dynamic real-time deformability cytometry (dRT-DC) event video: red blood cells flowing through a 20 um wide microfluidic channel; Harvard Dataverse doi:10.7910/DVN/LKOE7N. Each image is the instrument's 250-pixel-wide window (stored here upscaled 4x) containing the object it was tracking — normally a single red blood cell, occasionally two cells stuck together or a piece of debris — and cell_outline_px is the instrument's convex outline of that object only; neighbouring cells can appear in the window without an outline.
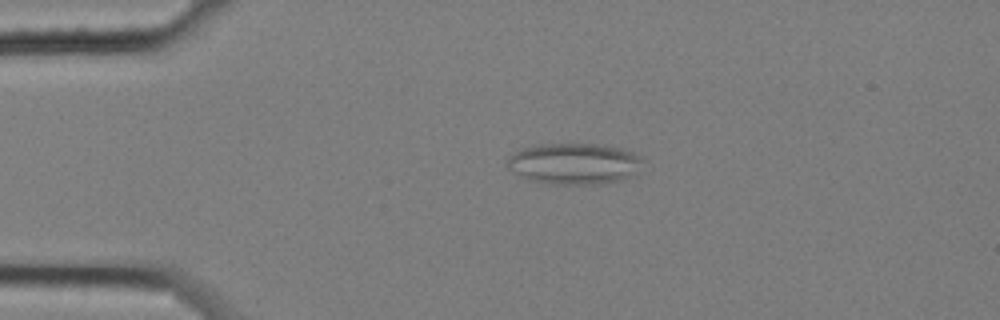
{"species": "common noctule bat (a hibernating species)", "species_latin": "Nyctalus noctula", "temperature_condition": "cold", "stored_images_in_passage": 6, "camera_frame_rate_fps": 3000, "um_per_image_px": 0.085, "animal": {"sex": "female", "body_mass_g": 25.1}, "frame": {"image": 1, "passage_image": 4, "time_ms": 1.0, "image_size_px": [1000, 320], "cell_outline_px": [[644, 160], [640, 172], [632, 176], [604, 184], [548, 184], [528, 180], [520, 176], [508, 168], [504, 160], [508, 156], [524, 148], [536, 144], [596, 144], [620, 148], [632, 152], [640, 156]], "centroid_in_image_um": [48.81, 13.92], "position_along_channel_um": 36.2, "area_um2": 32.95}}
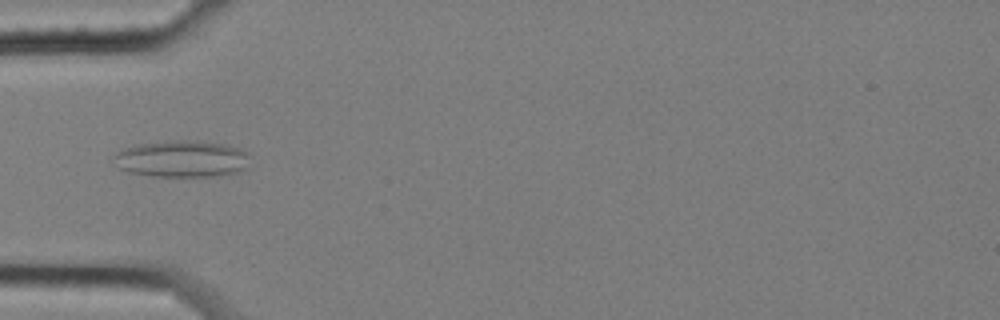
{"frame": {"image": 2, "passage_image": 6, "time_ms": 1.667, "image_size_px": [1000, 320], "cell_outline_px": [[248, 168], [240, 172], [220, 176], [152, 176], [128, 172], [120, 168], [112, 156], [124, 148], [136, 144], [176, 140], [188, 140], [224, 144], [240, 148], [248, 152]], "centroid_in_image_um": [15.5, 13.51], "position_along_channel_um": 69.5, "area_um2": 29.3}}